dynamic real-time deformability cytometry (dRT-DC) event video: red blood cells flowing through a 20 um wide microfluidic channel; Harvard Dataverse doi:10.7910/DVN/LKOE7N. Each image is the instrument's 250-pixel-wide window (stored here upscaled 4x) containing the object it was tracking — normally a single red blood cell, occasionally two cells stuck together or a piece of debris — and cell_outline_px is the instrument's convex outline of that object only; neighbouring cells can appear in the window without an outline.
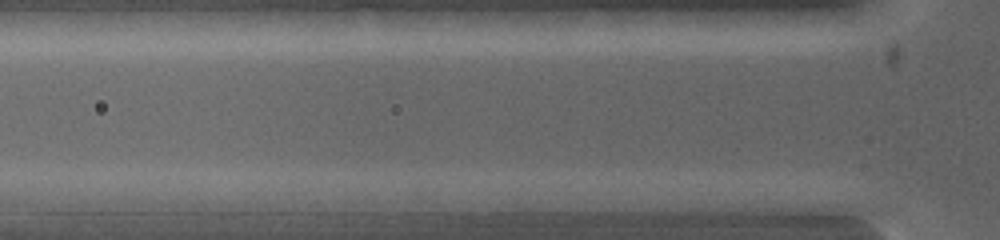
{"species": "common noctule bat (a hibernating species)", "species_latin": "Nyctalus noctula", "temperature_condition": "warm", "stored_images_in_passage": 2, "camera_frame_rate_fps": 5000, "um_per_image_px": 0.085, "animal": {"sex": "female", "body_mass_g": 19.0, "forearm_length_mm": 53.3}, "frame": {"image": 1, "passage_image": 2, "time_ms": 0.2, "image_size_px": [1000, 240], "cell_outline_px": [[740, 200], [732, 208], [620, 212], [616, 200], [644, 192], [704, 192]], "centroid_in_image_um": [57.3, 17.14], "position_along_channel_um": 68.5, "area_um2": 13.81}}